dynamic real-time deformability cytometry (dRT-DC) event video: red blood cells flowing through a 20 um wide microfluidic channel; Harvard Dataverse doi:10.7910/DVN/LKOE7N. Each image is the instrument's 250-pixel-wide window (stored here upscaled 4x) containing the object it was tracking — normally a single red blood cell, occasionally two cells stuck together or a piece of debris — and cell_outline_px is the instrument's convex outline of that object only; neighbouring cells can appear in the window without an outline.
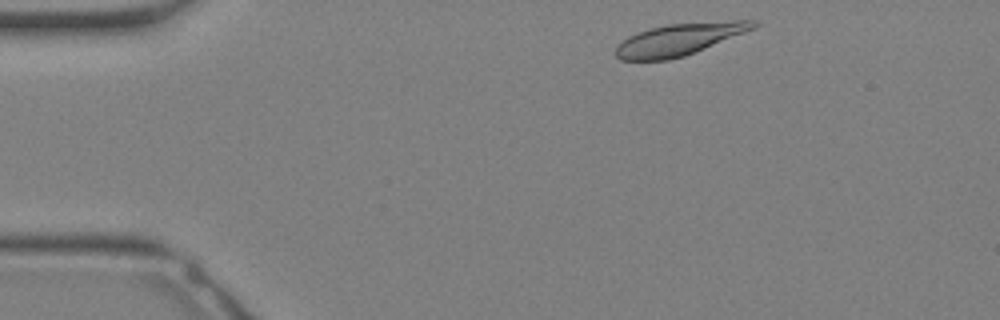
{"species": "Egyptian fruit bat (a non-hibernating species)", "species_latin": "Rousettus aegyptiacus", "temperature_condition": "warm", "stored_images_in_passage": 28, "camera_frame_rate_fps": 3000, "um_per_image_px": 0.085, "animal": {"sex": "female"}, "frame": {"image": 1, "passage_image": 1, "time_ms": 0.0, "image_size_px": [1000, 320], "cell_outline_px": [[756, 28], [684, 56], [668, 60], [620, 60], [616, 56], [616, 44], [628, 36], [636, 32], [668, 24], [736, 20], [756, 20]], "centroid_in_image_um": [57.7, 3.34], "position_along_channel_um": 27.3, "area_um2": 25.43}}
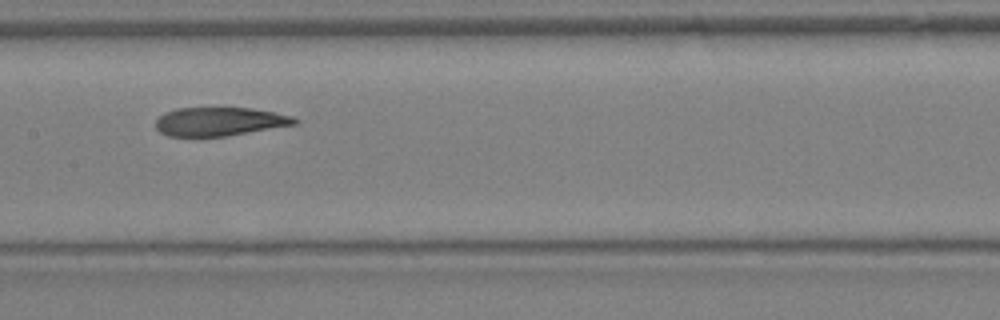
{"frame": {"image": 2, "passage_image": 12, "time_ms": 3.667, "image_size_px": [1000, 320], "cell_outline_px": [[300, 120], [296, 124], [224, 136], [168, 136], [160, 132], [156, 128], [156, 120], [164, 112], [176, 108], [252, 108], [292, 116]], "centroid_in_image_um": [18.63, 10.32], "position_along_channel_um": 188.8, "area_um2": 22.95}}
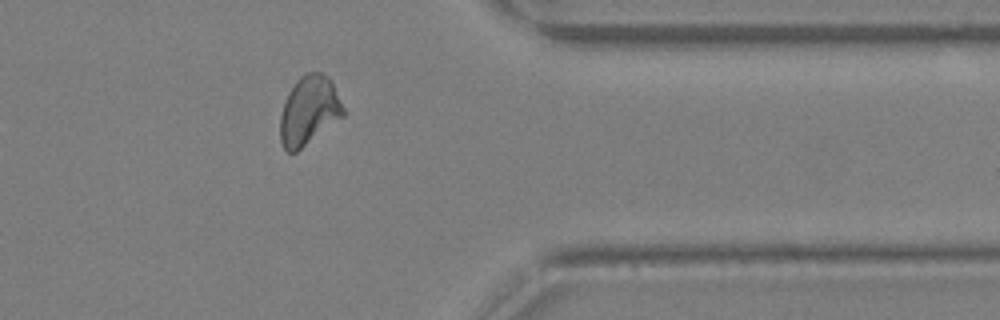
{"frame": {"image": 3, "passage_image": 22, "time_ms": 7.0, "image_size_px": [1000, 320], "cell_outline_px": [[344, 116], [296, 152], [288, 152], [284, 148], [280, 140], [280, 116], [284, 100], [288, 92], [296, 80], [300, 76], [308, 72], [324, 72], [332, 80], [344, 108]], "centroid_in_image_um": [26.26, 9.37], "position_along_channel_um": 385.1, "area_um2": 25.49}}